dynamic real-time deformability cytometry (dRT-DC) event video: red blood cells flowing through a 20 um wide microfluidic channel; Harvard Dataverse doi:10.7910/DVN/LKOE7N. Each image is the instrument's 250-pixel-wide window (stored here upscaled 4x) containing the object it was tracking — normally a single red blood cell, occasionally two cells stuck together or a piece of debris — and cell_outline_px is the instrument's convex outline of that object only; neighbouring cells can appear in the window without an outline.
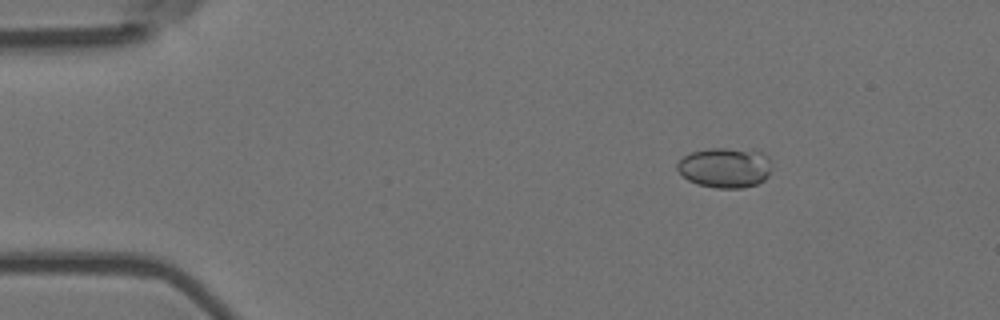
{"species": "Egyptian fruit bat (a non-hibernating species)", "species_latin": "Rousettus aegyptiacus", "temperature_condition": "room temperature", "stored_images_in_passage": 5, "camera_frame_rate_fps": 3000, "um_per_image_px": 0.085, "animal": {"sex": "female"}, "frame": {"image": 1, "passage_image": 3, "time_ms": 0.667, "image_size_px": [1000, 320], "cell_outline_px": [[768, 176], [764, 180], [756, 184], [744, 188], [716, 188], [696, 184], [688, 180], [676, 168], [676, 164], [684, 156], [692, 152], [708, 148], [724, 148], [760, 152], [768, 156]], "centroid_in_image_um": [61.58, 14.26], "position_along_channel_um": 23.4, "area_um2": 21.79}}